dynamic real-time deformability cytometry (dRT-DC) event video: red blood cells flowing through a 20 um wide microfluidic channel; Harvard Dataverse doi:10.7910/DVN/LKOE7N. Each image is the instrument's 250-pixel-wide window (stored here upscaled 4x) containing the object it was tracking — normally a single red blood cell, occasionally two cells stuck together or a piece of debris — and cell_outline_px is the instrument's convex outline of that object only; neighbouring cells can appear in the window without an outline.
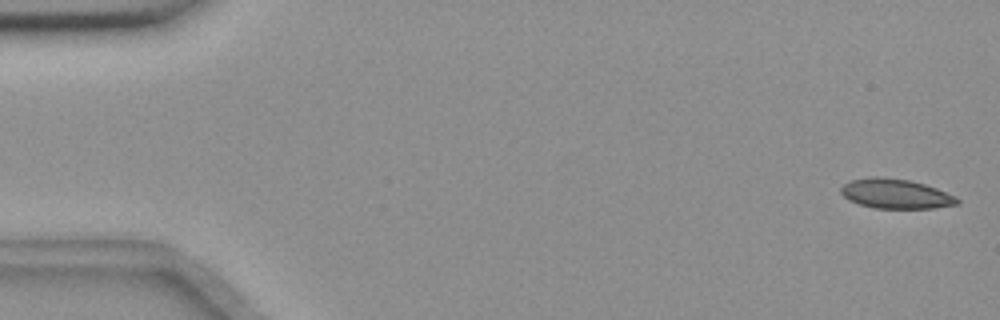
{"species": "common noctule bat (a hibernating species)", "species_latin": "Nyctalus noctula", "temperature_condition": "room temperature", "stored_images_in_passage": 56, "camera_frame_rate_fps": 3000, "um_per_image_px": 0.085, "animal": {"sex": "female", "body_mass_g": 18.4}, "frame": {"image": 1, "passage_image": 2, "time_ms": 0.333, "image_size_px": [1000, 320], "cell_outline_px": [[960, 200], [956, 204], [932, 208], [876, 208], [860, 204], [848, 200], [840, 192], [840, 188], [844, 184], [852, 180], [872, 176], [880, 176], [908, 180], [924, 184], [936, 188], [956, 196]], "centroid_in_image_um": [76.11, 16.46], "position_along_channel_um": 8.9, "area_um2": 19.94}}
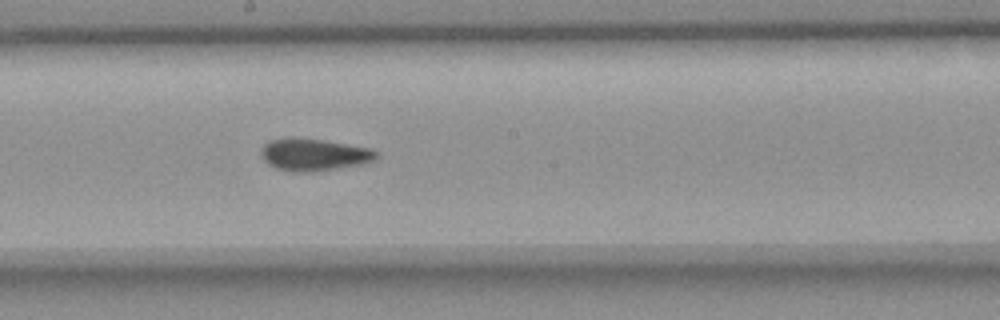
{"frame": {"image": 2, "passage_image": 31, "time_ms": 10.0, "image_size_px": [1000, 320], "cell_outline_px": [[380, 152], [376, 160], [360, 164], [336, 168], [308, 172], [292, 172], [276, 168], [268, 164], [260, 156], [260, 148], [268, 140], [288, 136], [296, 136], [324, 140], [372, 148]], "centroid_in_image_um": [26.65, 13.11], "position_along_channel_um": 221.6, "area_um2": 22.14}}
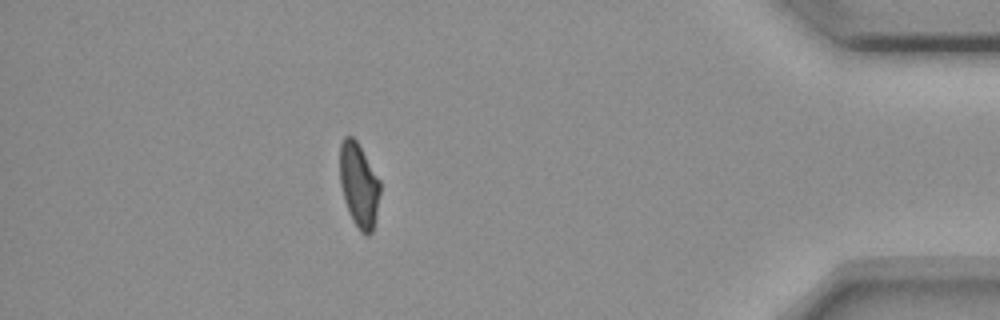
{"frame": {"image": 3, "passage_image": 50, "time_ms": 16.333, "image_size_px": [1000, 320], "cell_outline_px": [[380, 196], [372, 232], [368, 236], [364, 236], [360, 232], [352, 220], [348, 212], [344, 200], [340, 184], [340, 144], [344, 136], [352, 136], [356, 140], [380, 180]], "centroid_in_image_um": [30.5, 15.76], "position_along_channel_um": 404.7, "area_um2": 19.88}, "authors_computed_cell_mechanics": {"area_um2": 20.9814, "velocity_mm_per_s": 3.6345, "shape_relaxation_time_tau1_ms": null, "shape_relaxation_time_tau2_ms": 2.6505, "deformation_change_tau1": null, "deformation_change_tau2": 0.071}}